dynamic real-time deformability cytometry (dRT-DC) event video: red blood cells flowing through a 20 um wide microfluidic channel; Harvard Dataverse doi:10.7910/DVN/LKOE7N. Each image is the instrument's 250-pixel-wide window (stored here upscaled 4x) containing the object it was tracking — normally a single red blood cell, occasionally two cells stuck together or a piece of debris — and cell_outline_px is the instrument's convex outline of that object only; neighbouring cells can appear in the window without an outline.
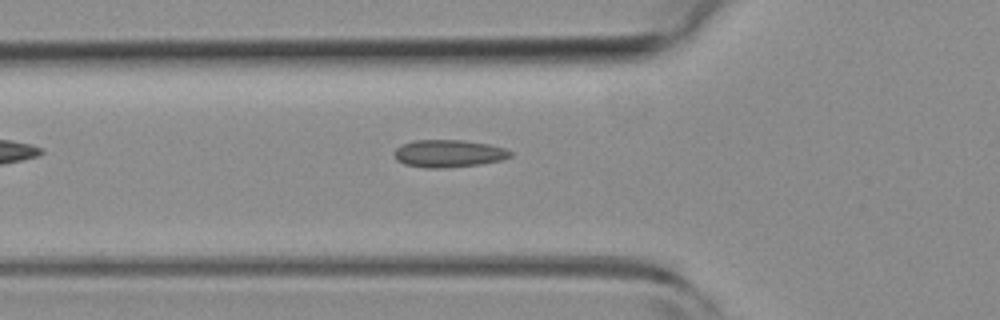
{"species": "common noctule bat (a hibernating species)", "species_latin": "Nyctalus noctula", "temperature_condition": "room temperature", "stored_images_in_passage": 5, "camera_frame_rate_fps": 3000, "um_per_image_px": 0.085, "animal": {"sex": "female", "body_mass_g": 19.3, "forearm_length_mm": 54.1}, "frame": {"image": 1, "passage_image": 5, "time_ms": 1.333, "image_size_px": [1000, 320], "cell_outline_px": [[512, 156], [504, 160], [480, 164], [448, 168], [424, 168], [404, 164], [396, 160], [392, 152], [400, 144], [412, 140], [464, 140], [488, 144], [504, 148], [512, 152]], "centroid_in_image_um": [38.1, 13.05], "position_along_channel_um": 87.7, "area_um2": 18.96}}